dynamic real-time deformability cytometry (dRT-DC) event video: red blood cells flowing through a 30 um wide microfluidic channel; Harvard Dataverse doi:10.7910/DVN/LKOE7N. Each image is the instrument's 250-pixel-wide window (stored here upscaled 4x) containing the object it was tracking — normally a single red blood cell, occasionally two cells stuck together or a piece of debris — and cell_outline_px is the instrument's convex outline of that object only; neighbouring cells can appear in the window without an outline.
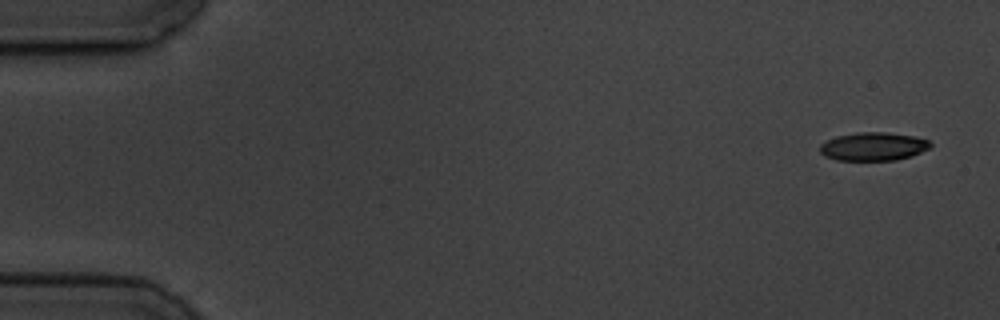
{"species": "common noctule bat (a hibernating species)", "species_latin": "Nyctalus noctula", "temperature_condition": "cold", "stored_images_in_passage": 5, "camera_frame_rate_fps": 3000, "um_per_image_px": 0.085, "animal": {"sex": "male", "body_mass_g": 19.5, "forearm_length_mm": 54.6}, "frame": {"image": 1, "passage_image": 1, "time_ms": 0.0, "image_size_px": [1000, 320], "cell_outline_px": [[932, 144], [928, 148], [912, 156], [896, 160], [836, 160], [824, 156], [820, 152], [820, 144], [836, 136], [856, 132], [888, 132], [916, 136], [928, 140]], "centroid_in_image_um": [74.23, 12.44], "position_along_channel_um": 10.8, "area_um2": 18.32}}
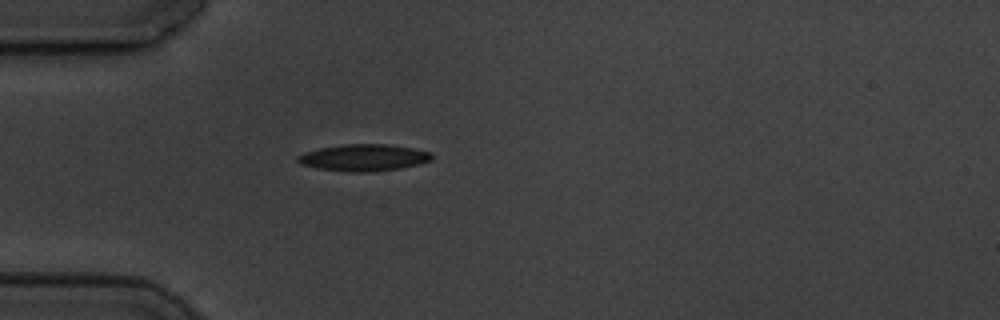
{"frame": {"image": 2, "passage_image": 5, "time_ms": 4.667, "image_size_px": [1000, 320], "cell_outline_px": [[432, 160], [420, 164], [400, 168], [372, 172], [348, 172], [316, 168], [300, 164], [296, 160], [296, 156], [304, 152], [320, 148], [344, 144], [388, 144], [412, 148], [432, 152]], "centroid_in_image_um": [30.9, 13.4], "position_along_channel_um": 54.1, "area_um2": 21.1}}